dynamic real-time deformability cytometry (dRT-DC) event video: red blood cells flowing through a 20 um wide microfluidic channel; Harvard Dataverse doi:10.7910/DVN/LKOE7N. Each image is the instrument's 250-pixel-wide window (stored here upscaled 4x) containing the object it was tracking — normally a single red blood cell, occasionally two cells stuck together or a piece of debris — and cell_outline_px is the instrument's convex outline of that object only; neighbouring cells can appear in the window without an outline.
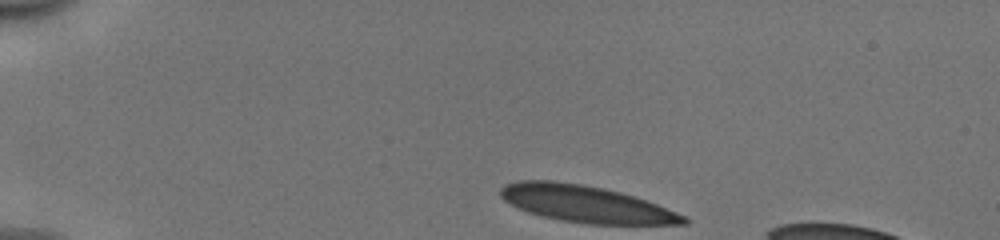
{"species": "human", "species_latin": "Homo sapiens", "temperature_condition": "cold", "stored_images_in_passage": 37, "camera_frame_rate_fps": 3000, "um_per_image_px": 0.085, "donor": {"sex": "male"}, "frame": {"image": 1, "passage_image": 1, "time_ms": 0.0, "image_size_px": [1000, 240], "cell_outline_px": [[688, 224], [588, 224], [560, 220], [528, 212], [504, 200], [500, 196], [500, 188], [504, 184], [516, 180], [552, 180], [580, 184], [620, 192], [656, 204], [688, 216]], "centroid_in_image_um": [49.79, 17.33], "position_along_channel_um": 35.2, "area_um2": 38.96}}
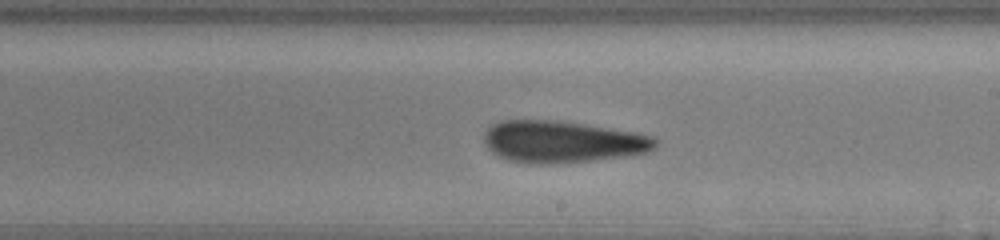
{"frame": {"image": 2, "passage_image": 22, "time_ms": 7.0, "image_size_px": [1000, 240], "cell_outline_px": [[656, 148], [648, 152], [624, 156], [588, 160], [544, 164], [532, 164], [508, 160], [492, 152], [484, 144], [484, 132], [492, 124], [500, 120], [560, 120], [636, 132], [652, 136], [656, 140]], "centroid_in_image_um": [47.77, 12.03], "position_along_channel_um": 241.2, "area_um2": 41.73}}
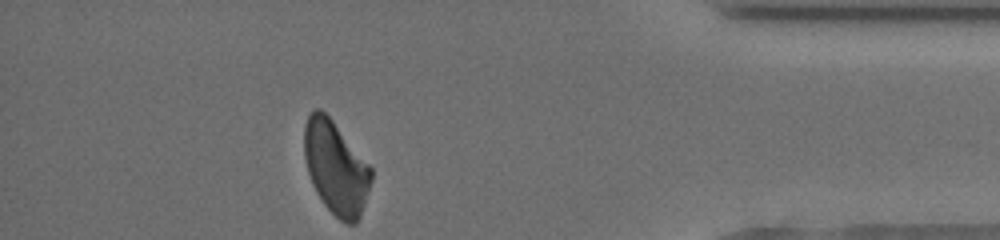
{"frame": {"image": 3, "passage_image": 37, "time_ms": 12.0, "image_size_px": [1000, 240], "cell_outline_px": [[372, 180], [360, 216], [356, 224], [348, 224], [340, 220], [324, 204], [316, 192], [312, 184], [308, 172], [304, 156], [304, 124], [312, 108], [320, 108], [332, 120], [372, 168]], "centroid_in_image_um": [28.53, 14.24], "position_along_channel_um": 406.7, "area_um2": 36.13}, "authors_computed_cell_mechanics": {"area_um2": 40.4022, "velocity_mm_per_s": 3.9554, "shape_relaxation_time_tau1_ms": null, "shape_relaxation_time_tau2_ms": 5.5199, "deformation_change_tau1": null, "deformation_change_tau2": 0.1405}}